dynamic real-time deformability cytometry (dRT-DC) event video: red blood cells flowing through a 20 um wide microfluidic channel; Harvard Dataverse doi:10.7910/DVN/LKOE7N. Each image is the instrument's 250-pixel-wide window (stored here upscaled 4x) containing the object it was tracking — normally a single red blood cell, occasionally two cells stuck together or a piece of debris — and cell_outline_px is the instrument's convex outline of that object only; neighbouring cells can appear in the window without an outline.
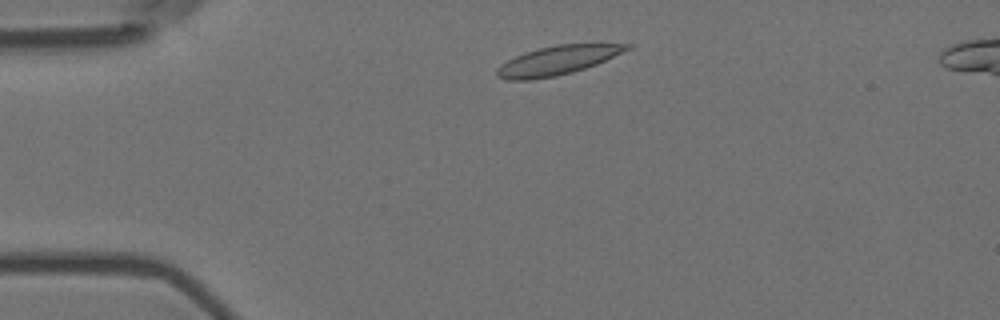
{"species": "Egyptian fruit bat (a non-hibernating species)", "species_latin": "Rousettus aegyptiacus", "temperature_condition": "room temperature", "stored_images_in_passage": 4, "camera_frame_rate_fps": 3000, "um_per_image_px": 0.085, "animal": {"sex": "female"}, "frame": {"image": 1, "passage_image": 2, "time_ms": 0.333, "image_size_px": [1000, 320], "cell_outline_px": [[632, 48], [596, 64], [572, 72], [556, 76], [532, 80], [508, 80], [496, 76], [496, 68], [500, 64], [524, 52], [556, 44], [632, 44]], "centroid_in_image_um": [47.34, 5.14], "position_along_channel_um": 37.7, "area_um2": 21.85}}